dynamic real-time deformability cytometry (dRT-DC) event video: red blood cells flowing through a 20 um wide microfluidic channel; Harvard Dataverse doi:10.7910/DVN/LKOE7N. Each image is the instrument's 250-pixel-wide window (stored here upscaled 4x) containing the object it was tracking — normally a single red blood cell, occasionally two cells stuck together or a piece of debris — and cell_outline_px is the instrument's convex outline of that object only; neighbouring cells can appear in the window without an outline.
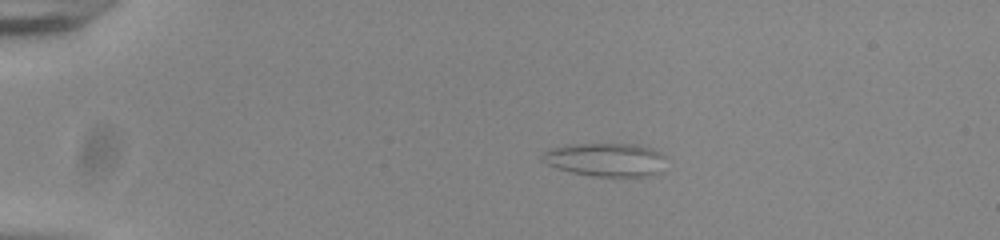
{"species": "common noctule bat (a hibernating species)", "species_latin": "Nyctalus noctula", "temperature_condition": "room temperature", "stored_images_in_passage": 45, "camera_frame_rate_fps": 3000, "um_per_image_px": 0.085, "animal": {"sex": "male", "body_mass_g": 20.0, "forearm_length_mm": 53.3}, "frame": {"image": 1, "passage_image": 1, "time_ms": 0.0, "image_size_px": [1000, 240], "cell_outline_px": [[664, 156], [660, 176], [592, 176], [572, 172], [556, 168], [540, 160], [544, 152], [552, 148], [568, 144], [636, 144], [652, 148], [660, 152]], "centroid_in_image_um": [51.51, 13.57], "position_along_channel_um": 33.5, "area_um2": 24.22}}
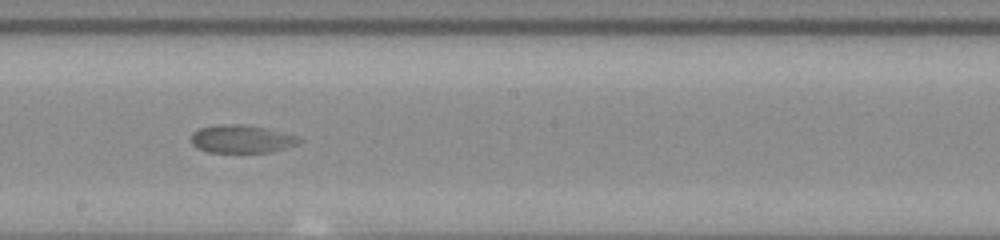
{"frame": {"image": 2, "passage_image": 22, "time_ms": 7.0, "image_size_px": [1000, 240], "cell_outline_px": [[304, 140], [296, 144], [284, 148], [268, 152], [208, 152], [196, 148], [192, 144], [192, 132], [200, 128], [216, 124], [244, 124], [264, 128], [296, 136]], "centroid_in_image_um": [20.48, 11.81], "position_along_channel_um": 227.7, "area_um2": 17.46}}
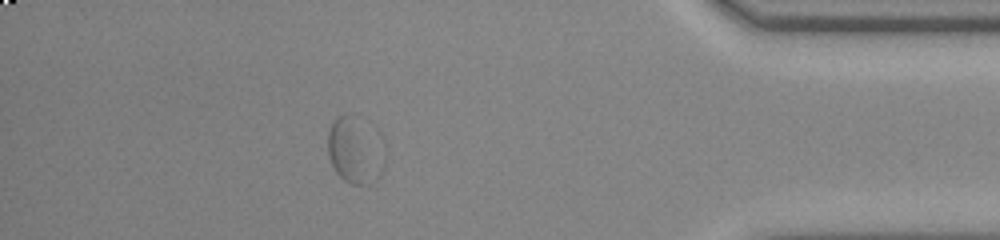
{"frame": {"image": 3, "passage_image": 39, "time_ms": 12.667, "image_size_px": [1000, 240], "cell_outline_px": [[384, 164], [380, 176], [364, 184], [352, 184], [344, 180], [336, 172], [328, 156], [328, 132], [336, 116], [348, 112]], "centroid_in_image_um": [29.94, 12.93], "position_along_channel_um": 405.3, "area_um2": 18.9}}